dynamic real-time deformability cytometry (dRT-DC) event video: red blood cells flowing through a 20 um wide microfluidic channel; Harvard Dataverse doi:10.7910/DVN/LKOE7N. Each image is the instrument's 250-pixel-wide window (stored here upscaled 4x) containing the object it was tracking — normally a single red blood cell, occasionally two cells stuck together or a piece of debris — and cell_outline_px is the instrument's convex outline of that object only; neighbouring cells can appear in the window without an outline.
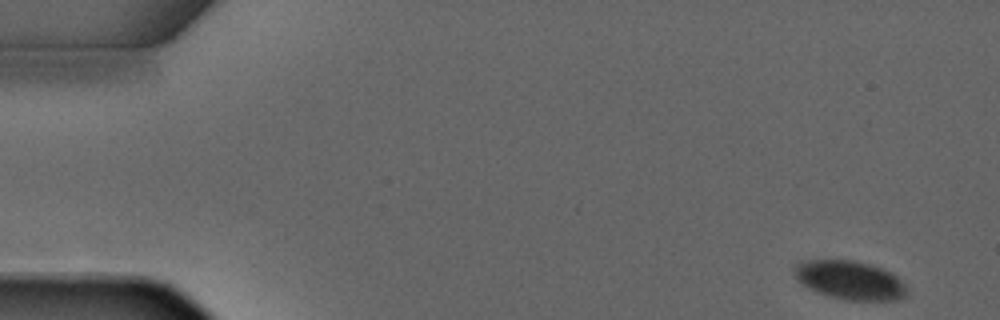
{"species": "common noctule bat (a hibernating species)", "species_latin": "Nyctalus noctula", "temperature_condition": "warm", "stored_images_in_passage": 3, "camera_frame_rate_fps": 3000, "um_per_image_px": 0.085, "animal": {"sex": "male", "forearm_length_mm": 52.5}, "frame": {"image": 1, "passage_image": 1, "time_ms": 0.0, "image_size_px": [1000, 320], "cell_outline_px": [[908, 292], [904, 296], [896, 300], [844, 300], [816, 292], [808, 288], [796, 276], [796, 264], [800, 260], [856, 260], [892, 272], [904, 284]], "centroid_in_image_um": [72.26, 23.81], "position_along_channel_um": 12.7, "area_um2": 25.14}}